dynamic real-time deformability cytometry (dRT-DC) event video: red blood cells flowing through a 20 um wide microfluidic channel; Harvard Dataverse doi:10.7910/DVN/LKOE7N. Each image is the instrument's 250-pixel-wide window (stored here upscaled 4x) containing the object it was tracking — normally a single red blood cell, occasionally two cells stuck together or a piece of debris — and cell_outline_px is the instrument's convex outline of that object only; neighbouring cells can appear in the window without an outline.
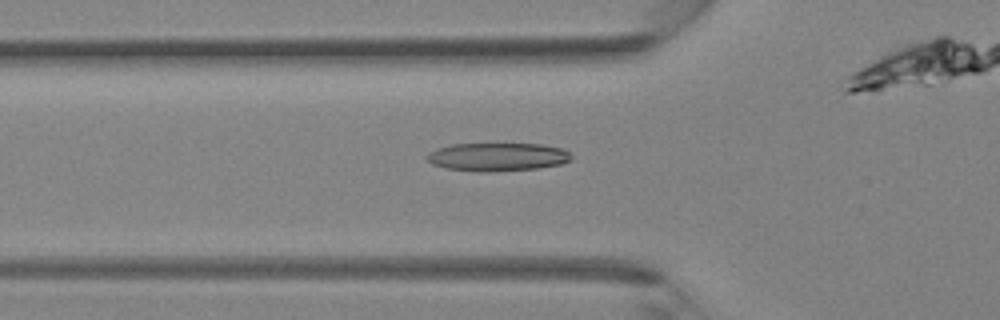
{"species": "Egyptian fruit bat (a non-hibernating species)", "species_latin": "Rousettus aegyptiacus", "temperature_condition": "room temperature", "stored_images_in_passage": 37, "camera_frame_rate_fps": 3000, "um_per_image_px": 0.085, "animal": {"sex": "female"}, "frame": {"image": 1, "passage_image": 14, "time_ms": 4.333, "image_size_px": [1000, 320], "cell_outline_px": [[572, 160], [560, 164], [540, 168], [488, 172], [476, 172], [448, 168], [432, 164], [424, 156], [428, 152], [436, 148], [452, 144], [540, 144], [564, 148], [572, 156]], "centroid_in_image_um": [42.28, 13.34], "position_along_channel_um": 83.5, "area_um2": 23.99}}
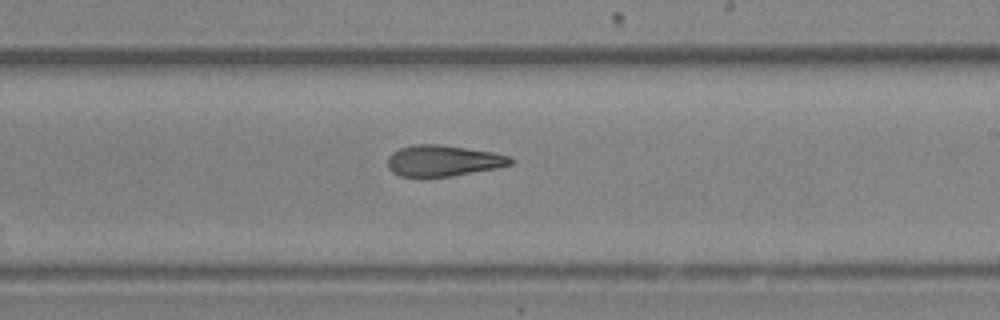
{"frame": {"image": 2, "passage_image": 24, "time_ms": 7.667, "image_size_px": [1000, 320], "cell_outline_px": [[512, 164], [496, 168], [452, 176], [400, 176], [392, 172], [388, 168], [388, 156], [392, 152], [400, 148], [412, 144], [436, 144], [492, 152], [508, 156], [512, 160]], "centroid_in_image_um": [37.62, 13.66], "position_along_channel_um": 251.4, "area_um2": 21.96}}
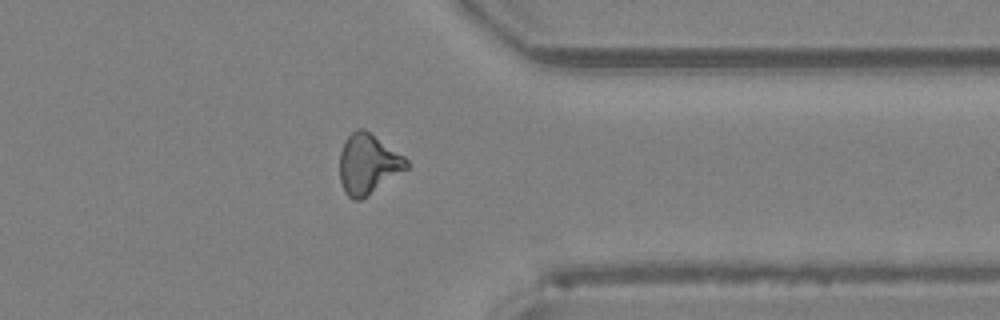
{"frame": {"image": 3, "passage_image": 32, "time_ms": 10.333, "image_size_px": [1000, 320], "cell_outline_px": [[412, 164], [408, 168], [360, 200], [352, 200], [344, 192], [340, 180], [340, 152], [344, 140], [356, 128], [364, 128], [404, 156]], "centroid_in_image_um": [31.28, 13.93], "position_along_channel_um": 380.1, "area_um2": 23.35}}